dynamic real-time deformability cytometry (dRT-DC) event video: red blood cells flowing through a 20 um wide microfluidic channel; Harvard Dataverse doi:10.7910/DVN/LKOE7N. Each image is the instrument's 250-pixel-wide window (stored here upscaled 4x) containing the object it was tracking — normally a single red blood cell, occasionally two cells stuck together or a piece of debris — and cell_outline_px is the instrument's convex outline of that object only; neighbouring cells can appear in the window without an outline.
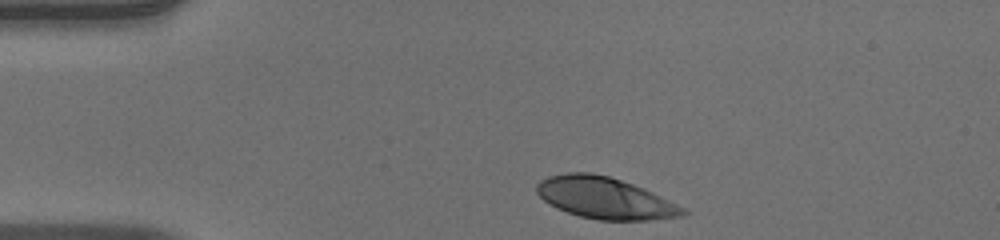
{"species": "human", "species_latin": "Homo sapiens", "temperature_condition": "warm", "stored_images_in_passage": 34, "camera_frame_rate_fps": 3000, "um_per_image_px": 0.085, "donor": {"sex": "male"}, "frame": {"image": 1, "passage_image": 1, "time_ms": 0.0, "image_size_px": [1000, 240], "cell_outline_px": [[688, 212], [684, 216], [648, 220], [600, 220], [580, 216], [556, 208], [544, 200], [536, 192], [536, 184], [540, 180], [548, 176], [568, 172], [588, 172], [608, 176], [644, 188], [684, 208]], "centroid_in_image_um": [51.4, 16.83], "position_along_channel_um": 33.6, "area_um2": 35.14}}
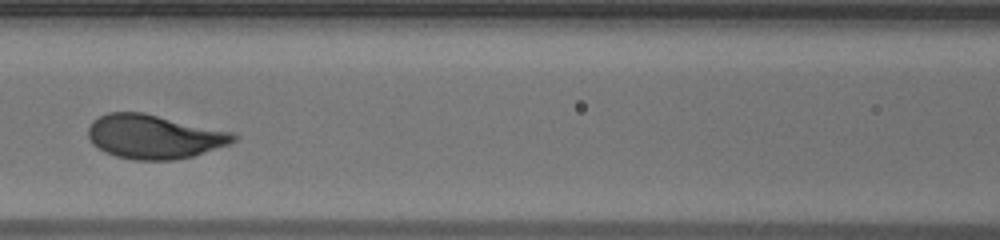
{"frame": {"image": 2, "passage_image": 14, "time_ms": 4.333, "image_size_px": [1000, 240], "cell_outline_px": [[240, 136], [236, 140], [228, 144], [192, 156], [176, 160], [132, 160], [116, 156], [104, 152], [92, 144], [88, 136], [88, 128], [92, 120], [108, 112], [144, 112], [232, 132]], "centroid_in_image_um": [13.07, 11.61], "position_along_channel_um": 153.5, "area_um2": 37.4}}
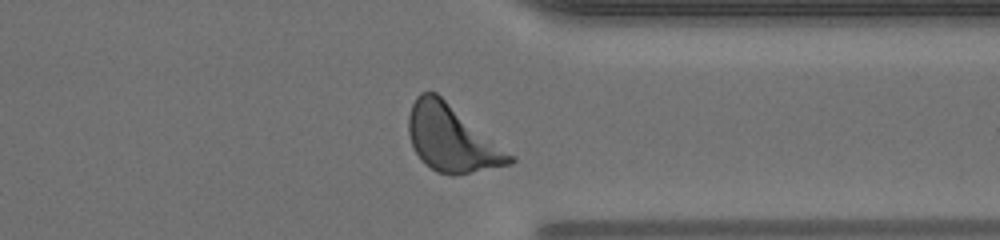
{"frame": {"image": 3, "passage_image": 31, "time_ms": 10.0, "image_size_px": [1000, 240], "cell_outline_px": [[516, 160], [512, 164], [456, 176], [452, 176], [436, 172], [416, 152], [412, 144], [408, 132], [408, 116], [412, 104], [416, 96], [420, 92], [436, 92], [516, 156]], "centroid_in_image_um": [38.44, 11.78], "position_along_channel_um": 373.0, "area_um2": 39.25}, "authors_computed_cell_mechanics": {"area_um2": 36.3562, "velocity_mm_per_s": 3.9057, "shape_relaxation_time_tau1_ms": 2.325, "shape_relaxation_time_tau2_ms": null, "deformation_change_tau1": 0.1576, "deformation_change_tau2": null}}